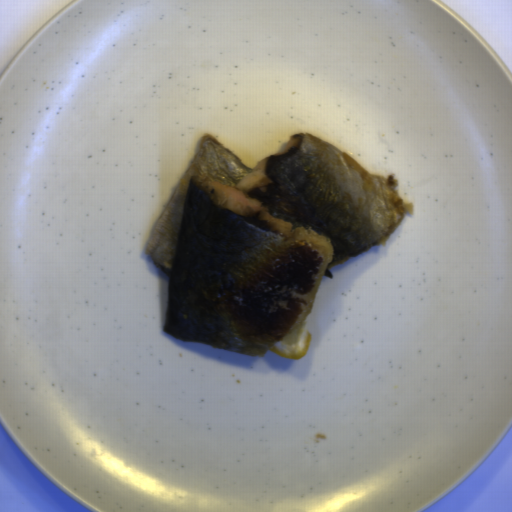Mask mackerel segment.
<instances>
[{
    "mask_svg": "<svg viewBox=\"0 0 512 512\" xmlns=\"http://www.w3.org/2000/svg\"><path fill=\"white\" fill-rule=\"evenodd\" d=\"M397 184L311 133L255 167L206 133L145 248L169 279L165 333L263 358L331 267L386 245L411 214Z\"/></svg>",
    "mask_w": 512,
    "mask_h": 512,
    "instance_id": "1",
    "label": "mackerel segment"
}]
</instances>
